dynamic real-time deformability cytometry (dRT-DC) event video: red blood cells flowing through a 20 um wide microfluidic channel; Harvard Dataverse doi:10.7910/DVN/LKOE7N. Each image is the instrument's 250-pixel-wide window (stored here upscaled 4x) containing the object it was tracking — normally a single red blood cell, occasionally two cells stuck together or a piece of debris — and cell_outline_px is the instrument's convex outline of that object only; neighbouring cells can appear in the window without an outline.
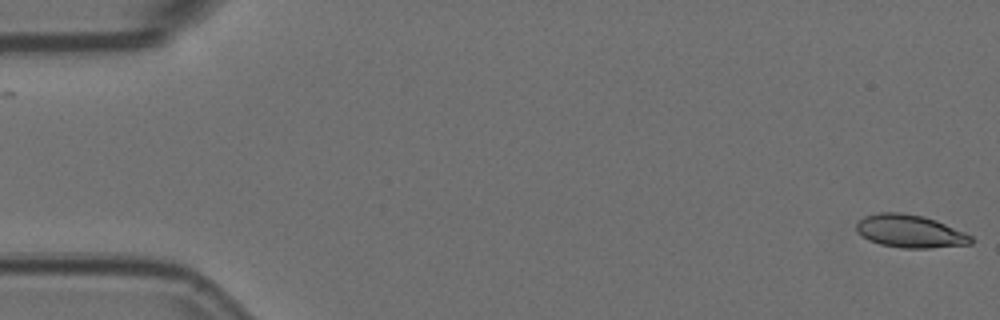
{"species": "Egyptian fruit bat (a non-hibernating species)", "species_latin": "Rousettus aegyptiacus", "temperature_condition": "room temperature", "stored_images_in_passage": 2, "camera_frame_rate_fps": 3000, "um_per_image_px": 0.085, "animal": {"sex": "female"}, "frame": {"image": 1, "passage_image": 2, "time_ms": 0.333, "image_size_px": [1000, 320], "cell_outline_px": [[976, 240], [972, 244], [932, 248], [900, 248], [880, 244], [868, 240], [856, 232], [856, 224], [864, 216], [880, 212], [900, 212], [924, 216], [936, 220], [964, 232], [972, 236]], "centroid_in_image_um": [77.36, 19.66], "position_along_channel_um": 7.6, "area_um2": 22.2}}